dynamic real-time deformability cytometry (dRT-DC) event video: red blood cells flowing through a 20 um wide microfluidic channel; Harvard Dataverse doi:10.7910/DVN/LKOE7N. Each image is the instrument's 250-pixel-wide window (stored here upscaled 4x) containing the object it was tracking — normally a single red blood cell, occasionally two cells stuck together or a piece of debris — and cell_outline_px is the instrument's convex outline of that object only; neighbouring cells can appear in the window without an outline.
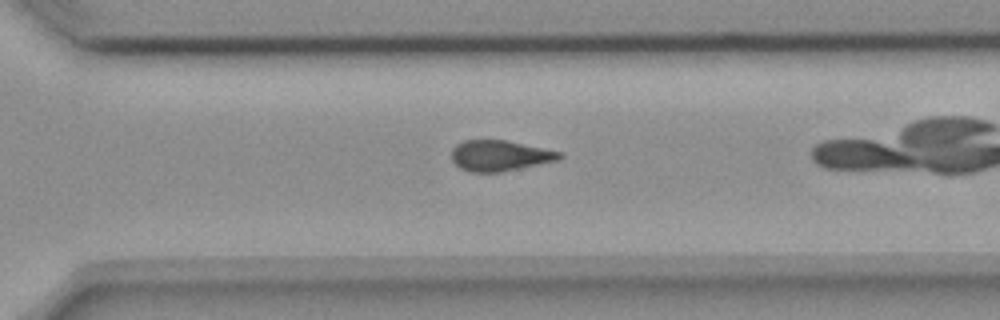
{"species": "common noctule bat (a hibernating species)", "species_latin": "Nyctalus noctula", "temperature_condition": "room temperature", "stored_images_in_passage": 24, "camera_frame_rate_fps": 3000, "um_per_image_px": 0.085, "animal": {"sex": "female", "body_mass_g": 18.4}, "frame": {"image": 1, "passage_image": 18, "time_ms": 5.667, "image_size_px": [1000, 320], "cell_outline_px": [[564, 156], [560, 160], [500, 172], [468, 172], [460, 168], [452, 160], [452, 148], [456, 144], [464, 140], [504, 140], [564, 152]], "centroid_in_image_um": [42.51, 13.23], "position_along_channel_um": 328.1, "area_um2": 19.42}}
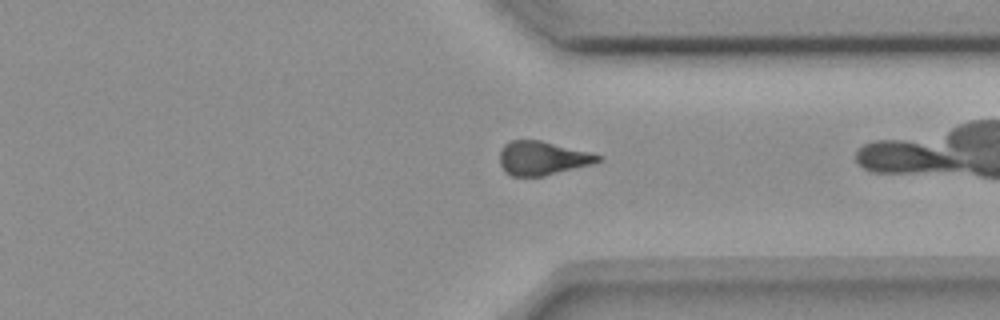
{"frame": {"image": 2, "passage_image": 21, "time_ms": 6.667, "image_size_px": [1000, 320], "cell_outline_px": [[604, 160], [596, 164], [544, 176], [512, 176], [504, 172], [500, 164], [500, 152], [504, 144], [512, 140], [540, 140], [604, 156]], "centroid_in_image_um": [46.14, 13.46], "position_along_channel_um": 365.3, "area_um2": 19.59}}